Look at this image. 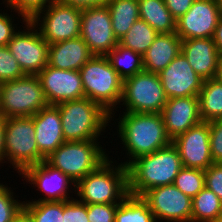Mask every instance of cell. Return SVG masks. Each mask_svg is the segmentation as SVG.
Wrapping results in <instances>:
<instances>
[{"label": "cell", "mask_w": 222, "mask_h": 222, "mask_svg": "<svg viewBox=\"0 0 222 222\" xmlns=\"http://www.w3.org/2000/svg\"><path fill=\"white\" fill-rule=\"evenodd\" d=\"M4 154L5 163H10L9 167L12 165L19 175L27 167L39 164L32 116L5 118Z\"/></svg>", "instance_id": "cell-8"}, {"label": "cell", "mask_w": 222, "mask_h": 222, "mask_svg": "<svg viewBox=\"0 0 222 222\" xmlns=\"http://www.w3.org/2000/svg\"><path fill=\"white\" fill-rule=\"evenodd\" d=\"M13 14L0 12V46H7L9 41L13 38V36L18 32V28L14 23ZM14 23V24H13ZM17 28V29H16Z\"/></svg>", "instance_id": "cell-40"}, {"label": "cell", "mask_w": 222, "mask_h": 222, "mask_svg": "<svg viewBox=\"0 0 222 222\" xmlns=\"http://www.w3.org/2000/svg\"><path fill=\"white\" fill-rule=\"evenodd\" d=\"M216 78L222 83V59L220 60L219 63V68Z\"/></svg>", "instance_id": "cell-46"}, {"label": "cell", "mask_w": 222, "mask_h": 222, "mask_svg": "<svg viewBox=\"0 0 222 222\" xmlns=\"http://www.w3.org/2000/svg\"><path fill=\"white\" fill-rule=\"evenodd\" d=\"M195 0H164V3L175 20H178L192 6Z\"/></svg>", "instance_id": "cell-41"}, {"label": "cell", "mask_w": 222, "mask_h": 222, "mask_svg": "<svg viewBox=\"0 0 222 222\" xmlns=\"http://www.w3.org/2000/svg\"><path fill=\"white\" fill-rule=\"evenodd\" d=\"M112 21V30L119 41L139 17L138 0H107Z\"/></svg>", "instance_id": "cell-25"}, {"label": "cell", "mask_w": 222, "mask_h": 222, "mask_svg": "<svg viewBox=\"0 0 222 222\" xmlns=\"http://www.w3.org/2000/svg\"><path fill=\"white\" fill-rule=\"evenodd\" d=\"M82 9L51 2L38 11L30 22L39 30L48 44L69 40L80 36ZM40 22V23H39Z\"/></svg>", "instance_id": "cell-10"}, {"label": "cell", "mask_w": 222, "mask_h": 222, "mask_svg": "<svg viewBox=\"0 0 222 222\" xmlns=\"http://www.w3.org/2000/svg\"><path fill=\"white\" fill-rule=\"evenodd\" d=\"M25 76L17 60L7 46H0V83Z\"/></svg>", "instance_id": "cell-35"}, {"label": "cell", "mask_w": 222, "mask_h": 222, "mask_svg": "<svg viewBox=\"0 0 222 222\" xmlns=\"http://www.w3.org/2000/svg\"><path fill=\"white\" fill-rule=\"evenodd\" d=\"M213 40L220 59H222V17L219 19L218 25L215 28Z\"/></svg>", "instance_id": "cell-43"}, {"label": "cell", "mask_w": 222, "mask_h": 222, "mask_svg": "<svg viewBox=\"0 0 222 222\" xmlns=\"http://www.w3.org/2000/svg\"><path fill=\"white\" fill-rule=\"evenodd\" d=\"M158 33L144 20L138 19L118 43L143 55Z\"/></svg>", "instance_id": "cell-30"}, {"label": "cell", "mask_w": 222, "mask_h": 222, "mask_svg": "<svg viewBox=\"0 0 222 222\" xmlns=\"http://www.w3.org/2000/svg\"><path fill=\"white\" fill-rule=\"evenodd\" d=\"M167 99L158 74L143 70L123 80L119 105L123 112L161 113Z\"/></svg>", "instance_id": "cell-9"}, {"label": "cell", "mask_w": 222, "mask_h": 222, "mask_svg": "<svg viewBox=\"0 0 222 222\" xmlns=\"http://www.w3.org/2000/svg\"><path fill=\"white\" fill-rule=\"evenodd\" d=\"M166 133L171 140L202 122L199 96L167 99L161 111Z\"/></svg>", "instance_id": "cell-19"}, {"label": "cell", "mask_w": 222, "mask_h": 222, "mask_svg": "<svg viewBox=\"0 0 222 222\" xmlns=\"http://www.w3.org/2000/svg\"><path fill=\"white\" fill-rule=\"evenodd\" d=\"M55 0H7L5 3V8H10L11 12L17 13V15L22 17V22L25 24L30 20L38 11L44 9L47 5Z\"/></svg>", "instance_id": "cell-34"}, {"label": "cell", "mask_w": 222, "mask_h": 222, "mask_svg": "<svg viewBox=\"0 0 222 222\" xmlns=\"http://www.w3.org/2000/svg\"><path fill=\"white\" fill-rule=\"evenodd\" d=\"M139 17L158 34L175 33L176 20L166 7L164 0H138Z\"/></svg>", "instance_id": "cell-24"}, {"label": "cell", "mask_w": 222, "mask_h": 222, "mask_svg": "<svg viewBox=\"0 0 222 222\" xmlns=\"http://www.w3.org/2000/svg\"><path fill=\"white\" fill-rule=\"evenodd\" d=\"M11 189L0 182V222H13L23 209L24 202L14 199V191Z\"/></svg>", "instance_id": "cell-33"}, {"label": "cell", "mask_w": 222, "mask_h": 222, "mask_svg": "<svg viewBox=\"0 0 222 222\" xmlns=\"http://www.w3.org/2000/svg\"><path fill=\"white\" fill-rule=\"evenodd\" d=\"M119 114L117 132L122 149L128 156L121 162L128 166L136 158L151 154L154 151L167 147L172 143L168 137L161 113H133ZM119 120V121H118Z\"/></svg>", "instance_id": "cell-1"}, {"label": "cell", "mask_w": 222, "mask_h": 222, "mask_svg": "<svg viewBox=\"0 0 222 222\" xmlns=\"http://www.w3.org/2000/svg\"><path fill=\"white\" fill-rule=\"evenodd\" d=\"M106 57L123 80L144 70L142 55L119 43Z\"/></svg>", "instance_id": "cell-27"}, {"label": "cell", "mask_w": 222, "mask_h": 222, "mask_svg": "<svg viewBox=\"0 0 222 222\" xmlns=\"http://www.w3.org/2000/svg\"><path fill=\"white\" fill-rule=\"evenodd\" d=\"M48 105L37 75L0 83V110L4 118L33 116Z\"/></svg>", "instance_id": "cell-7"}, {"label": "cell", "mask_w": 222, "mask_h": 222, "mask_svg": "<svg viewBox=\"0 0 222 222\" xmlns=\"http://www.w3.org/2000/svg\"><path fill=\"white\" fill-rule=\"evenodd\" d=\"M80 37L94 56H106L118 45L107 5L82 9Z\"/></svg>", "instance_id": "cell-12"}, {"label": "cell", "mask_w": 222, "mask_h": 222, "mask_svg": "<svg viewBox=\"0 0 222 222\" xmlns=\"http://www.w3.org/2000/svg\"><path fill=\"white\" fill-rule=\"evenodd\" d=\"M19 176L24 177L26 182L37 187V191L42 192L45 196L38 200L34 199L35 201L32 199V201L26 200L23 202L69 201L74 199L69 195L75 192L76 183L59 169L49 165L45 160L27 167Z\"/></svg>", "instance_id": "cell-15"}, {"label": "cell", "mask_w": 222, "mask_h": 222, "mask_svg": "<svg viewBox=\"0 0 222 222\" xmlns=\"http://www.w3.org/2000/svg\"><path fill=\"white\" fill-rule=\"evenodd\" d=\"M173 184L183 194L193 198L205 187V170L183 167Z\"/></svg>", "instance_id": "cell-32"}, {"label": "cell", "mask_w": 222, "mask_h": 222, "mask_svg": "<svg viewBox=\"0 0 222 222\" xmlns=\"http://www.w3.org/2000/svg\"><path fill=\"white\" fill-rule=\"evenodd\" d=\"M115 222H156L148 203L141 197L128 194L118 205Z\"/></svg>", "instance_id": "cell-29"}, {"label": "cell", "mask_w": 222, "mask_h": 222, "mask_svg": "<svg viewBox=\"0 0 222 222\" xmlns=\"http://www.w3.org/2000/svg\"><path fill=\"white\" fill-rule=\"evenodd\" d=\"M141 197L148 203L156 222H191L192 198L174 184L154 187Z\"/></svg>", "instance_id": "cell-13"}, {"label": "cell", "mask_w": 222, "mask_h": 222, "mask_svg": "<svg viewBox=\"0 0 222 222\" xmlns=\"http://www.w3.org/2000/svg\"><path fill=\"white\" fill-rule=\"evenodd\" d=\"M114 162L108 158L76 183L74 194L78 201L84 204L120 203L129 194L128 169L122 163L115 165Z\"/></svg>", "instance_id": "cell-3"}, {"label": "cell", "mask_w": 222, "mask_h": 222, "mask_svg": "<svg viewBox=\"0 0 222 222\" xmlns=\"http://www.w3.org/2000/svg\"><path fill=\"white\" fill-rule=\"evenodd\" d=\"M13 222H34L31 216L22 209L21 212L14 218Z\"/></svg>", "instance_id": "cell-45"}, {"label": "cell", "mask_w": 222, "mask_h": 222, "mask_svg": "<svg viewBox=\"0 0 222 222\" xmlns=\"http://www.w3.org/2000/svg\"><path fill=\"white\" fill-rule=\"evenodd\" d=\"M98 141H65L45 161L77 183L110 157Z\"/></svg>", "instance_id": "cell-6"}, {"label": "cell", "mask_w": 222, "mask_h": 222, "mask_svg": "<svg viewBox=\"0 0 222 222\" xmlns=\"http://www.w3.org/2000/svg\"><path fill=\"white\" fill-rule=\"evenodd\" d=\"M93 56L80 36L50 44L48 47V65L57 69L79 71Z\"/></svg>", "instance_id": "cell-22"}, {"label": "cell", "mask_w": 222, "mask_h": 222, "mask_svg": "<svg viewBox=\"0 0 222 222\" xmlns=\"http://www.w3.org/2000/svg\"><path fill=\"white\" fill-rule=\"evenodd\" d=\"M55 1L65 5L79 7L81 9L87 7L106 5L107 2V0H55Z\"/></svg>", "instance_id": "cell-42"}, {"label": "cell", "mask_w": 222, "mask_h": 222, "mask_svg": "<svg viewBox=\"0 0 222 222\" xmlns=\"http://www.w3.org/2000/svg\"><path fill=\"white\" fill-rule=\"evenodd\" d=\"M64 222H89L87 204L76 198L64 201Z\"/></svg>", "instance_id": "cell-38"}, {"label": "cell", "mask_w": 222, "mask_h": 222, "mask_svg": "<svg viewBox=\"0 0 222 222\" xmlns=\"http://www.w3.org/2000/svg\"><path fill=\"white\" fill-rule=\"evenodd\" d=\"M181 53L201 78L204 80L216 78L221 59L213 38L182 40Z\"/></svg>", "instance_id": "cell-21"}, {"label": "cell", "mask_w": 222, "mask_h": 222, "mask_svg": "<svg viewBox=\"0 0 222 222\" xmlns=\"http://www.w3.org/2000/svg\"><path fill=\"white\" fill-rule=\"evenodd\" d=\"M199 107L202 121L222 119V83L217 78L204 80L199 93Z\"/></svg>", "instance_id": "cell-26"}, {"label": "cell", "mask_w": 222, "mask_h": 222, "mask_svg": "<svg viewBox=\"0 0 222 222\" xmlns=\"http://www.w3.org/2000/svg\"><path fill=\"white\" fill-rule=\"evenodd\" d=\"M49 105L84 98L80 72L57 69L48 64L37 74Z\"/></svg>", "instance_id": "cell-16"}, {"label": "cell", "mask_w": 222, "mask_h": 222, "mask_svg": "<svg viewBox=\"0 0 222 222\" xmlns=\"http://www.w3.org/2000/svg\"><path fill=\"white\" fill-rule=\"evenodd\" d=\"M4 129H5V118L3 116H0V164L5 163Z\"/></svg>", "instance_id": "cell-44"}, {"label": "cell", "mask_w": 222, "mask_h": 222, "mask_svg": "<svg viewBox=\"0 0 222 222\" xmlns=\"http://www.w3.org/2000/svg\"><path fill=\"white\" fill-rule=\"evenodd\" d=\"M205 187L222 201V163H213L205 170Z\"/></svg>", "instance_id": "cell-39"}, {"label": "cell", "mask_w": 222, "mask_h": 222, "mask_svg": "<svg viewBox=\"0 0 222 222\" xmlns=\"http://www.w3.org/2000/svg\"><path fill=\"white\" fill-rule=\"evenodd\" d=\"M222 211V201L208 188L204 187L192 198L191 222H216Z\"/></svg>", "instance_id": "cell-28"}, {"label": "cell", "mask_w": 222, "mask_h": 222, "mask_svg": "<svg viewBox=\"0 0 222 222\" xmlns=\"http://www.w3.org/2000/svg\"><path fill=\"white\" fill-rule=\"evenodd\" d=\"M182 40L176 33H159L142 55L144 71L160 73L181 53Z\"/></svg>", "instance_id": "cell-23"}, {"label": "cell", "mask_w": 222, "mask_h": 222, "mask_svg": "<svg viewBox=\"0 0 222 222\" xmlns=\"http://www.w3.org/2000/svg\"><path fill=\"white\" fill-rule=\"evenodd\" d=\"M222 17V0H195L191 8L176 20L175 33L181 40L213 38Z\"/></svg>", "instance_id": "cell-14"}, {"label": "cell", "mask_w": 222, "mask_h": 222, "mask_svg": "<svg viewBox=\"0 0 222 222\" xmlns=\"http://www.w3.org/2000/svg\"><path fill=\"white\" fill-rule=\"evenodd\" d=\"M119 203L87 204L89 222H115V213Z\"/></svg>", "instance_id": "cell-36"}, {"label": "cell", "mask_w": 222, "mask_h": 222, "mask_svg": "<svg viewBox=\"0 0 222 222\" xmlns=\"http://www.w3.org/2000/svg\"><path fill=\"white\" fill-rule=\"evenodd\" d=\"M158 76L168 99L199 96L204 82L182 53L158 73Z\"/></svg>", "instance_id": "cell-18"}, {"label": "cell", "mask_w": 222, "mask_h": 222, "mask_svg": "<svg viewBox=\"0 0 222 222\" xmlns=\"http://www.w3.org/2000/svg\"><path fill=\"white\" fill-rule=\"evenodd\" d=\"M210 151L214 163H222V119L209 122Z\"/></svg>", "instance_id": "cell-37"}, {"label": "cell", "mask_w": 222, "mask_h": 222, "mask_svg": "<svg viewBox=\"0 0 222 222\" xmlns=\"http://www.w3.org/2000/svg\"><path fill=\"white\" fill-rule=\"evenodd\" d=\"M23 209L34 222H64V201L24 202Z\"/></svg>", "instance_id": "cell-31"}, {"label": "cell", "mask_w": 222, "mask_h": 222, "mask_svg": "<svg viewBox=\"0 0 222 222\" xmlns=\"http://www.w3.org/2000/svg\"><path fill=\"white\" fill-rule=\"evenodd\" d=\"M62 120L65 141L99 140L110 126V114L87 97L56 105Z\"/></svg>", "instance_id": "cell-5"}, {"label": "cell", "mask_w": 222, "mask_h": 222, "mask_svg": "<svg viewBox=\"0 0 222 222\" xmlns=\"http://www.w3.org/2000/svg\"><path fill=\"white\" fill-rule=\"evenodd\" d=\"M7 44L25 75H37L48 64L49 44L28 20Z\"/></svg>", "instance_id": "cell-11"}, {"label": "cell", "mask_w": 222, "mask_h": 222, "mask_svg": "<svg viewBox=\"0 0 222 222\" xmlns=\"http://www.w3.org/2000/svg\"><path fill=\"white\" fill-rule=\"evenodd\" d=\"M79 72L85 97L99 104L110 114V120L114 121L113 116L117 109L122 108L119 104L123 92V79L106 56H93Z\"/></svg>", "instance_id": "cell-4"}, {"label": "cell", "mask_w": 222, "mask_h": 222, "mask_svg": "<svg viewBox=\"0 0 222 222\" xmlns=\"http://www.w3.org/2000/svg\"><path fill=\"white\" fill-rule=\"evenodd\" d=\"M186 168L206 170L214 162L210 151L209 122L202 121L172 140Z\"/></svg>", "instance_id": "cell-17"}, {"label": "cell", "mask_w": 222, "mask_h": 222, "mask_svg": "<svg viewBox=\"0 0 222 222\" xmlns=\"http://www.w3.org/2000/svg\"><path fill=\"white\" fill-rule=\"evenodd\" d=\"M183 168L178 149L171 143L167 147L143 155L128 166V192L142 196L154 187L173 184Z\"/></svg>", "instance_id": "cell-2"}, {"label": "cell", "mask_w": 222, "mask_h": 222, "mask_svg": "<svg viewBox=\"0 0 222 222\" xmlns=\"http://www.w3.org/2000/svg\"><path fill=\"white\" fill-rule=\"evenodd\" d=\"M216 222H222V211H221L220 215L218 216Z\"/></svg>", "instance_id": "cell-47"}, {"label": "cell", "mask_w": 222, "mask_h": 222, "mask_svg": "<svg viewBox=\"0 0 222 222\" xmlns=\"http://www.w3.org/2000/svg\"><path fill=\"white\" fill-rule=\"evenodd\" d=\"M32 118L40 163L65 142L62 120L56 105L40 109Z\"/></svg>", "instance_id": "cell-20"}]
</instances>
